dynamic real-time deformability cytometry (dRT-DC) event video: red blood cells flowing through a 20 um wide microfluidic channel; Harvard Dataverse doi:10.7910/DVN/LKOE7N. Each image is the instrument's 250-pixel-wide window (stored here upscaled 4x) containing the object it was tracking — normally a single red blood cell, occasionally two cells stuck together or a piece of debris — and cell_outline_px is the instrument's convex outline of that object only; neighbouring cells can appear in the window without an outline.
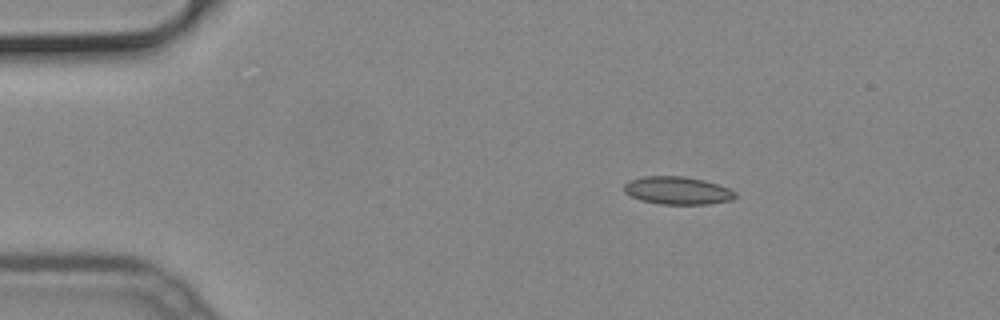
{"species": "common noctule bat (a hibernating species)", "species_latin": "Nyctalus noctula", "temperature_condition": "cold", "stored_images_in_passage": 43, "camera_frame_rate_fps": 3000, "um_per_image_px": 0.085, "animal": {"sex": "male", "body_mass_g": 19.2, "forearm_length_mm": 51.8}, "frame": {"image": 1, "passage_image": 1, "time_ms": 0.0, "image_size_px": [1000, 320], "cell_outline_px": [[736, 196], [732, 200], [708, 204], [660, 204], [640, 200], [624, 192], [624, 184], [628, 180], [644, 176], [684, 176], [704, 180], [728, 188], [736, 192]], "centroid_in_image_um": [57.57, 16.19], "position_along_channel_um": 27.4, "area_um2": 18.03}}
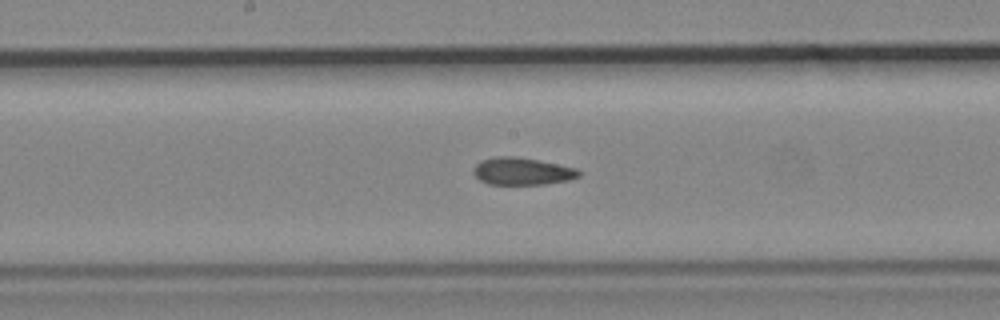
{"frame": {"image": 2, "passage_image": 19, "time_ms": 6.0, "image_size_px": [1000, 320], "cell_outline_px": [[580, 176], [568, 180], [544, 184], [488, 184], [480, 180], [472, 172], [472, 168], [480, 160], [496, 156], [516, 156], [576, 168], [580, 172]], "centroid_in_image_um": [44.33, 14.55], "position_along_channel_um": 203.9, "area_um2": 16.7}}
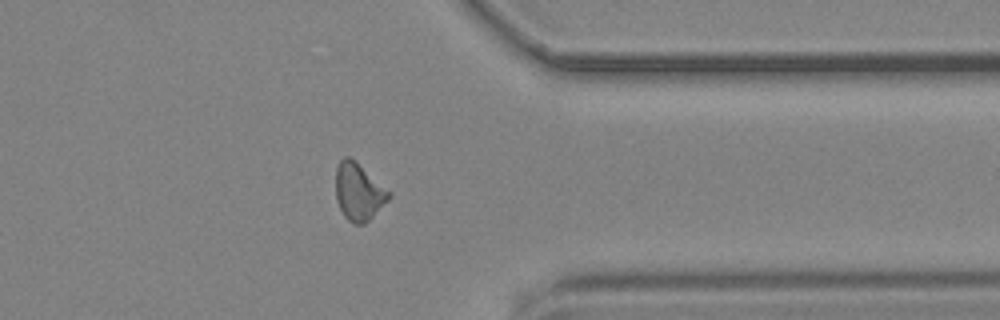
{"frame": {"image": 3, "passage_image": 33, "time_ms": 10.667, "image_size_px": [1000, 320], "cell_outline_px": [[392, 196], [364, 224], [356, 224], [348, 220], [344, 216], [336, 200], [336, 168], [340, 160], [344, 156], [348, 156], [356, 160], [392, 192]], "centroid_in_image_um": [30.49, 16.26], "position_along_channel_um": 380.9, "area_um2": 17.86}}